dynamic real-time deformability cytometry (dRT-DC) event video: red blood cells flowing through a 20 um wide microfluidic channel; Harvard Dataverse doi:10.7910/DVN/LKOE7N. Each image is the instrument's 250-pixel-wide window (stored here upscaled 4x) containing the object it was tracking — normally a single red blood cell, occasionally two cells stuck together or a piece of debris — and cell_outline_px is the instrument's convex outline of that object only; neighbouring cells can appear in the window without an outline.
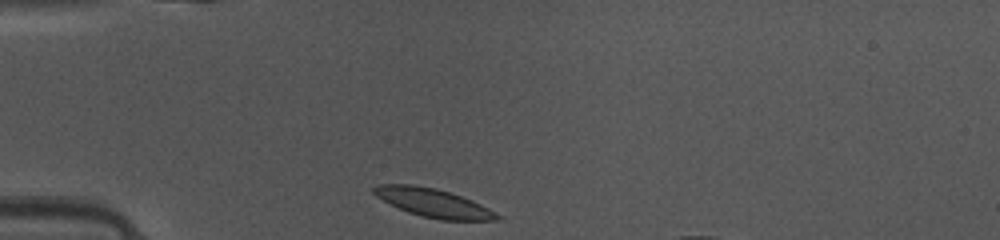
{"species": "common noctule bat (a hibernating species)", "species_latin": "Nyctalus noctula", "temperature_condition": "warm", "stored_images_in_passage": 33, "camera_frame_rate_fps": 3000, "um_per_image_px": 0.085, "animal": {"sex": "female", "body_mass_g": 10.0, "forearm_length_mm": 53.1}, "frame": {"image": 1, "passage_image": 1, "time_ms": 0.0, "image_size_px": [1000, 240], "cell_outline_px": [[500, 216], [496, 220], [440, 220], [420, 216], [408, 212], [376, 196], [372, 192], [372, 188], [380, 184], [412, 184], [436, 188], [472, 200], [496, 212]], "centroid_in_image_um": [36.82, 17.24], "position_along_channel_um": 48.2, "area_um2": 20.23}}
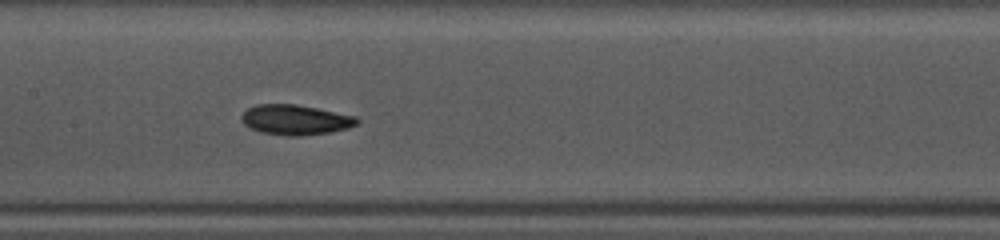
{"frame": {"image": 2, "passage_image": 12, "time_ms": 3.667, "image_size_px": [1000, 240], "cell_outline_px": [[360, 120], [356, 124], [348, 128], [328, 132], [300, 136], [284, 136], [260, 132], [248, 128], [244, 124], [240, 116], [248, 108], [256, 104], [296, 104], [356, 116]], "centroid_in_image_um": [25.07, 10.18], "position_along_channel_um": 182.3, "area_um2": 20.29}}
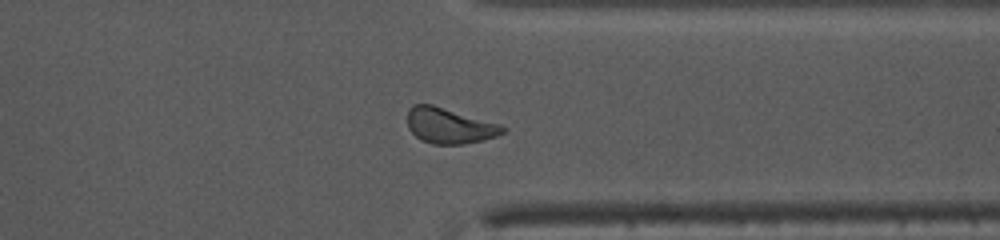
{"frame": {"image": 3, "passage_image": 26, "time_ms": 8.333, "image_size_px": [1000, 240], "cell_outline_px": [[508, 128], [504, 132], [496, 136], [464, 144], [432, 144], [420, 140], [408, 128], [408, 108], [412, 104], [432, 104], [500, 124]], "centroid_in_image_um": [38.18, 10.68], "position_along_channel_um": 373.2, "area_um2": 19.71}}